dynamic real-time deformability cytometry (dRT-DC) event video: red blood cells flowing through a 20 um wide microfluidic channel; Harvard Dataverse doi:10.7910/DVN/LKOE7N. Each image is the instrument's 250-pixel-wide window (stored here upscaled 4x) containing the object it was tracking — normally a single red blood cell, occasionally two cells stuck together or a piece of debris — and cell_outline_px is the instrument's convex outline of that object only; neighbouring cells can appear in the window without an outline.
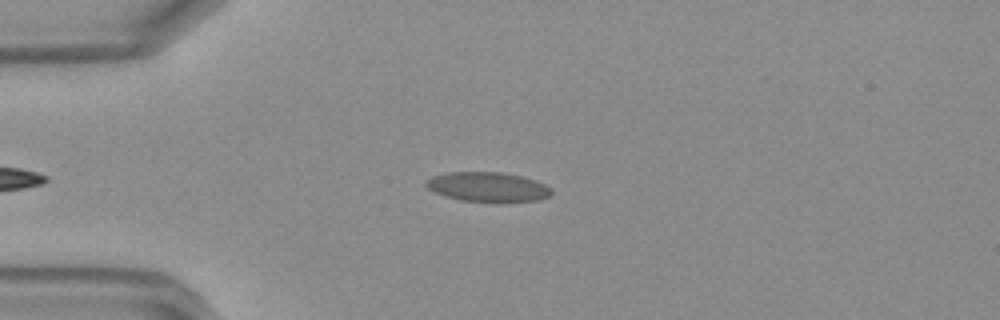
{"species": "Egyptian fruit bat (a non-hibernating species)", "species_latin": "Rousettus aegyptiacus", "temperature_condition": "warm", "stored_images_in_passage": 38, "camera_frame_rate_fps": 3000, "um_per_image_px": 0.085, "frame": {"image": 1, "passage_image": 6, "time_ms": 1.667, "image_size_px": [1000, 320], "cell_outline_px": [[552, 192], [548, 196], [540, 200], [508, 204], [496, 204], [460, 200], [444, 196], [428, 188], [424, 184], [424, 180], [432, 176], [448, 172], [500, 172], [524, 176], [536, 180], [552, 188]], "centroid_in_image_um": [41.5, 15.92], "position_along_channel_um": 43.5, "area_um2": 22.54}}
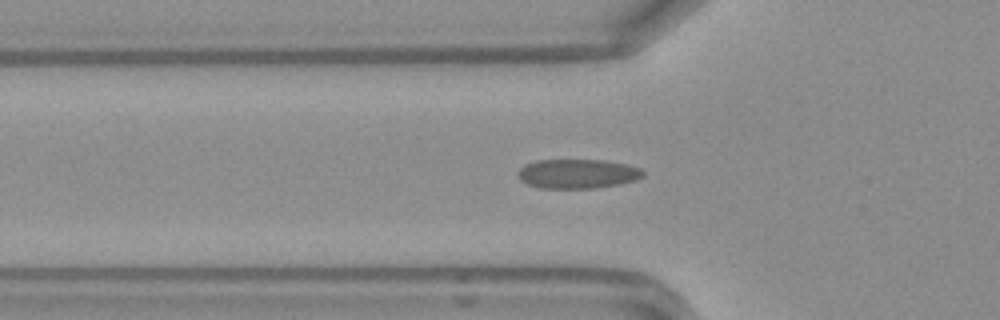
{"frame": {"image": 2, "passage_image": 10, "time_ms": 3.0, "image_size_px": [1000, 320], "cell_outline_px": [[644, 176], [636, 180], [620, 184], [596, 188], [540, 188], [528, 184], [520, 180], [516, 176], [516, 172], [524, 164], [536, 160], [604, 160], [628, 164], [640, 168], [644, 172]], "centroid_in_image_um": [49.08, 14.77], "position_along_channel_um": 76.7, "area_um2": 21.68}}
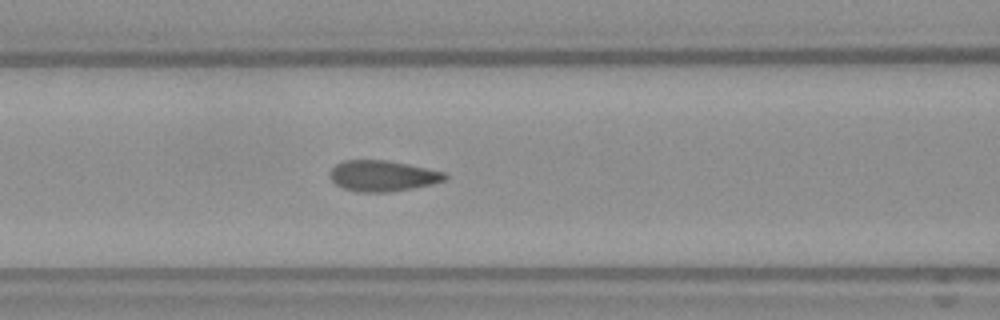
{"frame": {"image": 3, "passage_image": 14, "time_ms": 4.333, "image_size_px": [1000, 320], "cell_outline_px": [[448, 176], [444, 180], [432, 184], [412, 188], [388, 192], [356, 192], [344, 188], [336, 184], [328, 176], [328, 172], [336, 164], [344, 160], [388, 160], [408, 164], [444, 172]], "centroid_in_image_um": [32.48, 14.94], "position_along_channel_um": 134.1, "area_um2": 20.69}, "authors_computed_cell_mechanics": {"area_um2": 20.6635, "velocity_mm_per_s": 4.2098, "shape_relaxation_time_tau1_ms": 4.9437, "shape_relaxation_time_tau2_ms": null, "deformation_change_tau1": 0.1749, "deformation_change_tau2": null}}